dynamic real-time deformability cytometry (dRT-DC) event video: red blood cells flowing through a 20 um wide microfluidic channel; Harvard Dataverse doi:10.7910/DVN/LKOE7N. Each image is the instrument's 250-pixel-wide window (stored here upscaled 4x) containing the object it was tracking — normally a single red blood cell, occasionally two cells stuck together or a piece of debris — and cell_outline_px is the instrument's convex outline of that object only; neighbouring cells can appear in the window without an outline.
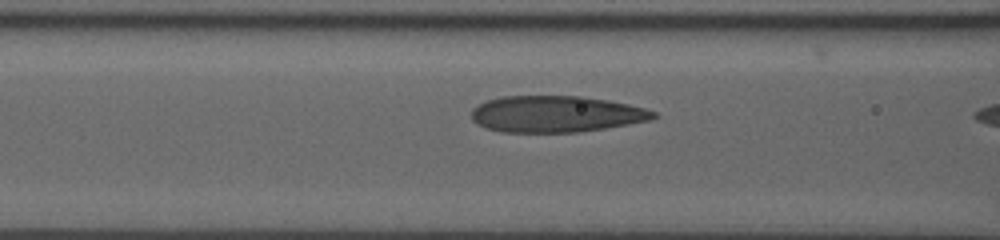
{"species": "human", "species_latin": "Homo sapiens", "temperature_condition": "room temperature", "stored_images_in_passage": 8, "camera_frame_rate_fps": 3000, "um_per_image_px": 0.085, "donor": {"sex": "male"}, "frame": {"image": 1, "passage_image": 6, "time_ms": 1.667, "image_size_px": [1000, 240], "cell_outline_px": [[660, 116], [652, 120], [604, 128], [576, 132], [500, 132], [476, 124], [472, 120], [472, 108], [488, 100], [500, 96], [584, 96], [608, 100], [628, 104], [644, 108], [656, 112]], "centroid_in_image_um": [47.28, 9.69], "position_along_channel_um": 119.3, "area_um2": 38.73}}